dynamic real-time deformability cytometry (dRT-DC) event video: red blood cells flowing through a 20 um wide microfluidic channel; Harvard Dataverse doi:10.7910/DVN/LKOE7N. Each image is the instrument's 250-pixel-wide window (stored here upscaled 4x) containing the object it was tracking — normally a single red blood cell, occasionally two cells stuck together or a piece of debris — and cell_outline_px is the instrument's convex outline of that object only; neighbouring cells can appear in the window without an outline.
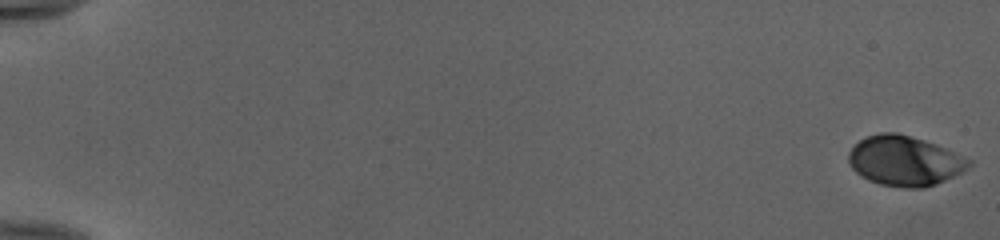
{"species": "human", "species_latin": "Homo sapiens", "temperature_condition": "cold", "stored_images_in_passage": 53, "camera_frame_rate_fps": 3000, "um_per_image_px": 0.085, "donor": {"sex": "female"}, "frame": {"image": 1, "passage_image": 1, "time_ms": 0.0, "image_size_px": [1000, 240], "cell_outline_px": [[972, 164], [968, 168], [936, 184], [924, 188], [904, 188], [880, 184], [868, 180], [860, 176], [852, 168], [848, 160], [848, 152], [860, 140], [868, 136], [880, 132], [896, 132], [924, 140], [936, 144], [964, 156], [972, 160]], "centroid_in_image_um": [76.88, 13.67], "position_along_channel_um": 8.1, "area_um2": 34.97}}
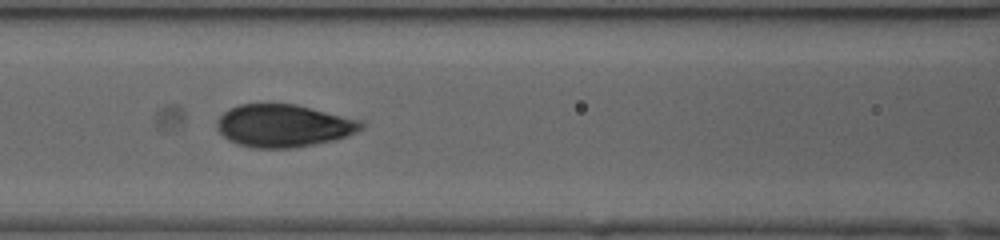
{"frame": {"image": 2, "passage_image": 26, "time_ms": 8.333, "image_size_px": [1000, 240], "cell_outline_px": [[364, 128], [348, 136], [332, 140], [292, 148], [252, 148], [236, 144], [228, 140], [216, 128], [216, 120], [228, 108], [240, 104], [296, 104], [364, 120]], "centroid_in_image_um": [24.11, 10.68], "position_along_channel_um": 142.5, "area_um2": 36.13}}
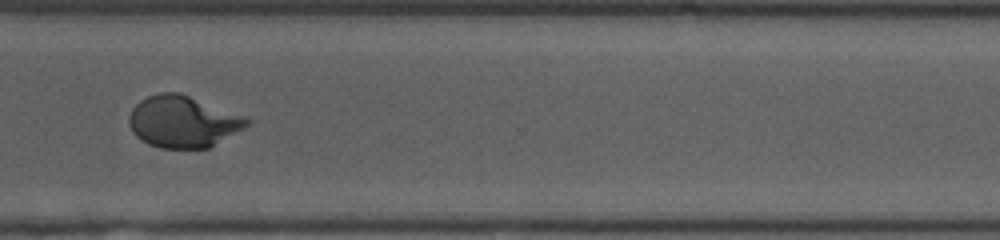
{"frame": {"image": 3, "passage_image": 42, "time_ms": 13.667, "image_size_px": [1000, 240], "cell_outline_px": [[252, 120], [244, 128], [208, 148], [160, 148], [148, 144], [136, 136], [132, 132], [128, 124], [128, 116], [132, 108], [140, 100], [148, 96], [160, 92], [180, 92], [248, 116]], "centroid_in_image_um": [15.56, 10.32], "position_along_channel_um": 355.0, "area_um2": 35.89}, "authors_computed_cell_mechanics": {"area_um2": 35.1424, "velocity_mm_per_s": 3.9917, "shape_relaxation_time_tau1_ms": 4.1143, "shape_relaxation_time_tau2_ms": null, "deformation_change_tau1": 0.197, "deformation_change_tau2": null}}